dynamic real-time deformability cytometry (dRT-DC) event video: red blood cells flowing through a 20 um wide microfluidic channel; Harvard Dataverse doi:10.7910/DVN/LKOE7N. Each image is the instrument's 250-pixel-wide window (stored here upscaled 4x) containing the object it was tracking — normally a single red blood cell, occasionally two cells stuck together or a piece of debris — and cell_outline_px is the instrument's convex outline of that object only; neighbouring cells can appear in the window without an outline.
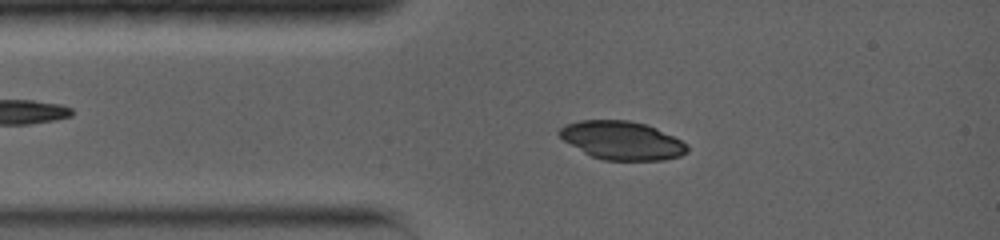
{"species": "common noctule bat (a hibernating species)", "species_latin": "Nyctalus noctula", "temperature_condition": "warm", "stored_images_in_passage": 19, "camera_frame_rate_fps": 5000, "um_per_image_px": 0.085, "animal": {"sex": "female", "body_mass_g": 19.0, "forearm_length_mm": 56.7}, "frame": {"image": 1, "passage_image": 5, "time_ms": 1.6, "image_size_px": [1000, 240], "cell_outline_px": [[688, 152], [680, 156], [664, 160], [604, 160], [592, 156], [584, 152], [564, 140], [556, 132], [564, 124], [580, 120], [628, 120], [644, 124], [656, 128], [688, 144]], "centroid_in_image_um": [52.86, 11.93], "position_along_channel_um": 32.1, "area_um2": 28.5}}
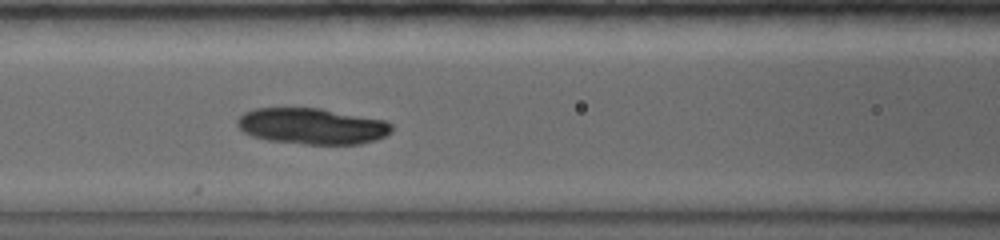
{"frame": {"image": 2, "passage_image": 12, "time_ms": 4.6, "image_size_px": [1000, 240], "cell_outline_px": [[392, 132], [376, 140], [360, 144], [304, 144], [268, 140], [252, 136], [244, 132], [236, 124], [236, 120], [244, 112], [252, 108], [320, 108], [384, 120], [392, 124]], "centroid_in_image_um": [26.51, 10.72], "position_along_channel_um": 140.1, "area_um2": 32.54}}
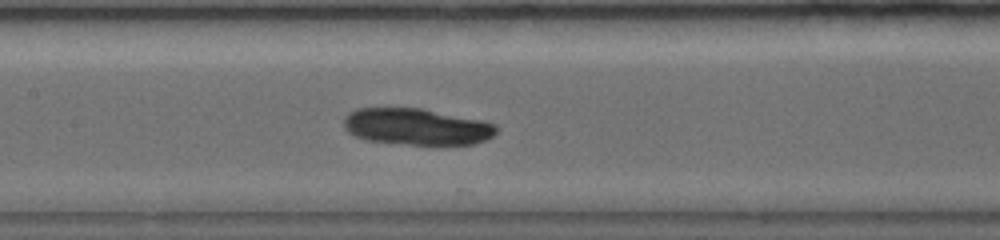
{"frame": {"image": 3, "passage_image": 14, "time_ms": 5.4, "image_size_px": [1000, 240], "cell_outline_px": [[496, 132], [492, 136], [484, 140], [472, 144], [408, 144], [364, 140], [348, 132], [344, 128], [344, 116], [348, 112], [356, 108], [424, 108], [484, 120], [496, 124]], "centroid_in_image_um": [35.39, 10.75], "position_along_channel_um": 172.0, "area_um2": 32.66}}